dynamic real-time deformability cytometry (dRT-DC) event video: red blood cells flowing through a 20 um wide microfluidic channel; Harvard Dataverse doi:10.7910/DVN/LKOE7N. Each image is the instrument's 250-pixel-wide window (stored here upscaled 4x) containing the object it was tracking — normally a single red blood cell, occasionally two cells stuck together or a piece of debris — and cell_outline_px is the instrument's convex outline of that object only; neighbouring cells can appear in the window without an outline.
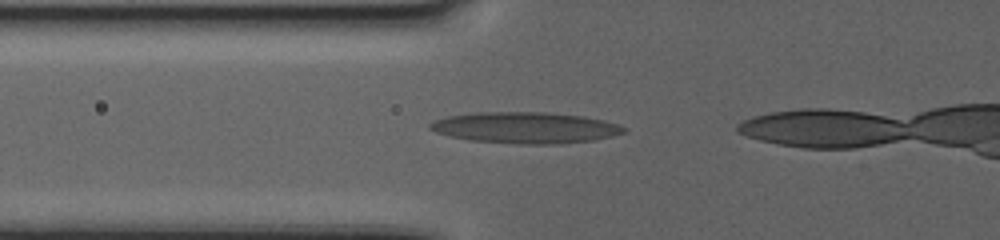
{"species": "human", "species_latin": "Homo sapiens", "temperature_condition": "warm", "stored_images_in_passage": 20, "segment_of_instrument_passage": [1, 2], "camera_frame_rate_fps": 3000, "um_per_image_px": 0.085, "donor": {"sex": "female"}, "frame": {"image": 1, "passage_image": 9, "time_ms": 2.667, "image_size_px": [1000, 240], "cell_outline_px": [[624, 132], [612, 136], [592, 140], [560, 144], [516, 144], [472, 140], [452, 136], [436, 132], [428, 128], [428, 124], [436, 120], [448, 116], [476, 112], [544, 112], [584, 116], [604, 120], [616, 124], [624, 128]], "centroid_in_image_um": [44.64, 10.85], "position_along_channel_um": 81.2, "area_um2": 35.03}}
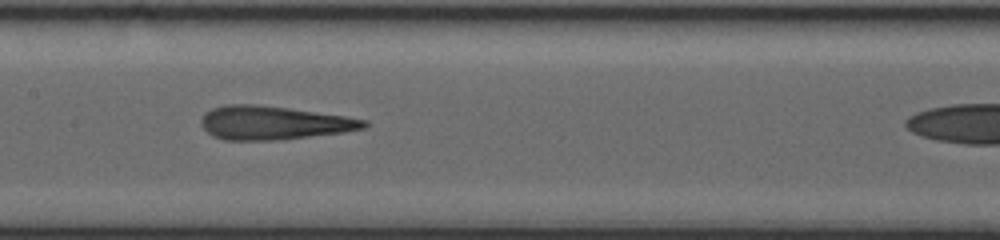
{"frame": {"image": 2, "passage_image": 13, "time_ms": 4.0, "image_size_px": [1000, 240], "cell_outline_px": [[368, 124], [364, 128], [340, 132], [308, 136], [272, 140], [224, 140], [212, 136], [200, 124], [200, 120], [212, 108], [224, 104], [256, 104], [288, 108], [344, 116], [368, 120]], "centroid_in_image_um": [23.2, 10.43], "position_along_channel_um": 184.2, "area_um2": 31.44}}
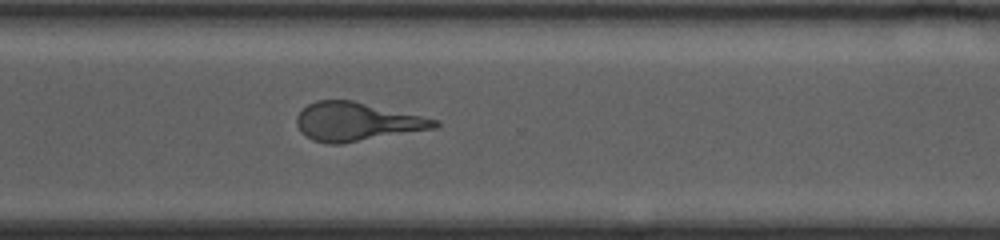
{"frame": {"image": 3, "passage_image": 19, "time_ms": 6.0, "image_size_px": [1000, 240], "cell_outline_px": [[440, 124], [436, 128], [340, 144], [328, 144], [312, 140], [296, 124], [296, 116], [308, 104], [316, 100], [352, 100], [440, 120]], "centroid_in_image_um": [30.34, 10.34], "position_along_channel_um": 340.3, "area_um2": 30.75}}